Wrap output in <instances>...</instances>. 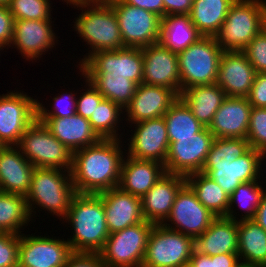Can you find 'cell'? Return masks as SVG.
Returning a JSON list of instances; mask_svg holds the SVG:
<instances>
[{
  "label": "cell",
  "instance_id": "6da1fadb",
  "mask_svg": "<svg viewBox=\"0 0 266 267\" xmlns=\"http://www.w3.org/2000/svg\"><path fill=\"white\" fill-rule=\"evenodd\" d=\"M126 142L125 139H101L73 152L71 178L76 193L98 194L118 187Z\"/></svg>",
  "mask_w": 266,
  "mask_h": 267
},
{
  "label": "cell",
  "instance_id": "7a4b0ae2",
  "mask_svg": "<svg viewBox=\"0 0 266 267\" xmlns=\"http://www.w3.org/2000/svg\"><path fill=\"white\" fill-rule=\"evenodd\" d=\"M61 224L72 227L67 241L74 253H99L110 234L99 194L76 193Z\"/></svg>",
  "mask_w": 266,
  "mask_h": 267
},
{
  "label": "cell",
  "instance_id": "3957f363",
  "mask_svg": "<svg viewBox=\"0 0 266 267\" xmlns=\"http://www.w3.org/2000/svg\"><path fill=\"white\" fill-rule=\"evenodd\" d=\"M72 8L81 10L72 21V29L83 39L82 42H86L85 46H88L83 58H78L76 68L93 53L124 47L117 16L107 1L86 2Z\"/></svg>",
  "mask_w": 266,
  "mask_h": 267
},
{
  "label": "cell",
  "instance_id": "277c9868",
  "mask_svg": "<svg viewBox=\"0 0 266 267\" xmlns=\"http://www.w3.org/2000/svg\"><path fill=\"white\" fill-rule=\"evenodd\" d=\"M75 194L71 171L35 167L25 196L32 222H35L33 218L37 217V212L42 210L62 221L67 216Z\"/></svg>",
  "mask_w": 266,
  "mask_h": 267
},
{
  "label": "cell",
  "instance_id": "5b68a950",
  "mask_svg": "<svg viewBox=\"0 0 266 267\" xmlns=\"http://www.w3.org/2000/svg\"><path fill=\"white\" fill-rule=\"evenodd\" d=\"M265 24L266 0H236L214 37L222 51L242 52Z\"/></svg>",
  "mask_w": 266,
  "mask_h": 267
},
{
  "label": "cell",
  "instance_id": "8992f818",
  "mask_svg": "<svg viewBox=\"0 0 266 267\" xmlns=\"http://www.w3.org/2000/svg\"><path fill=\"white\" fill-rule=\"evenodd\" d=\"M222 53L215 37L203 36L177 54L181 92L192 86L215 84Z\"/></svg>",
  "mask_w": 266,
  "mask_h": 267
},
{
  "label": "cell",
  "instance_id": "52a82bcc",
  "mask_svg": "<svg viewBox=\"0 0 266 267\" xmlns=\"http://www.w3.org/2000/svg\"><path fill=\"white\" fill-rule=\"evenodd\" d=\"M17 147L34 167L72 170L73 152L38 119L26 129Z\"/></svg>",
  "mask_w": 266,
  "mask_h": 267
},
{
  "label": "cell",
  "instance_id": "ba28073f",
  "mask_svg": "<svg viewBox=\"0 0 266 267\" xmlns=\"http://www.w3.org/2000/svg\"><path fill=\"white\" fill-rule=\"evenodd\" d=\"M148 221L109 234L99 252L105 267H141L150 232Z\"/></svg>",
  "mask_w": 266,
  "mask_h": 267
},
{
  "label": "cell",
  "instance_id": "9c48e42d",
  "mask_svg": "<svg viewBox=\"0 0 266 267\" xmlns=\"http://www.w3.org/2000/svg\"><path fill=\"white\" fill-rule=\"evenodd\" d=\"M194 239L163 224H154L141 267H178L189 264Z\"/></svg>",
  "mask_w": 266,
  "mask_h": 267
},
{
  "label": "cell",
  "instance_id": "30bf717a",
  "mask_svg": "<svg viewBox=\"0 0 266 267\" xmlns=\"http://www.w3.org/2000/svg\"><path fill=\"white\" fill-rule=\"evenodd\" d=\"M21 91L10 90L0 95L1 146H17L26 129L37 119L39 98Z\"/></svg>",
  "mask_w": 266,
  "mask_h": 267
},
{
  "label": "cell",
  "instance_id": "8fae6325",
  "mask_svg": "<svg viewBox=\"0 0 266 267\" xmlns=\"http://www.w3.org/2000/svg\"><path fill=\"white\" fill-rule=\"evenodd\" d=\"M107 2L117 16L124 47L143 48L158 43L161 25L158 15L121 0Z\"/></svg>",
  "mask_w": 266,
  "mask_h": 267
},
{
  "label": "cell",
  "instance_id": "7c38bea8",
  "mask_svg": "<svg viewBox=\"0 0 266 267\" xmlns=\"http://www.w3.org/2000/svg\"><path fill=\"white\" fill-rule=\"evenodd\" d=\"M78 69L83 75L127 76V79L140 85L143 81L142 50L123 47L111 51H98L78 65Z\"/></svg>",
  "mask_w": 266,
  "mask_h": 267
},
{
  "label": "cell",
  "instance_id": "4fadbf2b",
  "mask_svg": "<svg viewBox=\"0 0 266 267\" xmlns=\"http://www.w3.org/2000/svg\"><path fill=\"white\" fill-rule=\"evenodd\" d=\"M35 234H20L18 267H65L73 253L67 239Z\"/></svg>",
  "mask_w": 266,
  "mask_h": 267
},
{
  "label": "cell",
  "instance_id": "5bb4252c",
  "mask_svg": "<svg viewBox=\"0 0 266 267\" xmlns=\"http://www.w3.org/2000/svg\"><path fill=\"white\" fill-rule=\"evenodd\" d=\"M215 218L186 183L178 192L171 213L163 225L195 239L208 229Z\"/></svg>",
  "mask_w": 266,
  "mask_h": 267
},
{
  "label": "cell",
  "instance_id": "9a60e30c",
  "mask_svg": "<svg viewBox=\"0 0 266 267\" xmlns=\"http://www.w3.org/2000/svg\"><path fill=\"white\" fill-rule=\"evenodd\" d=\"M214 138L209 128L205 127L193 137L177 138V141L170 142L164 164L166 173L186 177L201 172Z\"/></svg>",
  "mask_w": 266,
  "mask_h": 267
},
{
  "label": "cell",
  "instance_id": "2e32d148",
  "mask_svg": "<svg viewBox=\"0 0 266 267\" xmlns=\"http://www.w3.org/2000/svg\"><path fill=\"white\" fill-rule=\"evenodd\" d=\"M133 126V127H132ZM131 135L128 141L126 154L140 160H152L165 164L169 149L167 126L164 117L147 119L129 126ZM130 137V138H129Z\"/></svg>",
  "mask_w": 266,
  "mask_h": 267
},
{
  "label": "cell",
  "instance_id": "e0dca14e",
  "mask_svg": "<svg viewBox=\"0 0 266 267\" xmlns=\"http://www.w3.org/2000/svg\"><path fill=\"white\" fill-rule=\"evenodd\" d=\"M52 19L53 16L48 20H15L13 40L9 48L17 49L29 63L40 61L43 54H47L60 42L52 29L55 25Z\"/></svg>",
  "mask_w": 266,
  "mask_h": 267
},
{
  "label": "cell",
  "instance_id": "ac0fdd59",
  "mask_svg": "<svg viewBox=\"0 0 266 267\" xmlns=\"http://www.w3.org/2000/svg\"><path fill=\"white\" fill-rule=\"evenodd\" d=\"M143 56V81L147 85L163 86L181 94L180 72L176 53L159 42L141 48Z\"/></svg>",
  "mask_w": 266,
  "mask_h": 267
},
{
  "label": "cell",
  "instance_id": "d6986e66",
  "mask_svg": "<svg viewBox=\"0 0 266 267\" xmlns=\"http://www.w3.org/2000/svg\"><path fill=\"white\" fill-rule=\"evenodd\" d=\"M179 98L172 90L163 86L140 84L124 109V122L127 125L163 117L171 105Z\"/></svg>",
  "mask_w": 266,
  "mask_h": 267
},
{
  "label": "cell",
  "instance_id": "ffe728a7",
  "mask_svg": "<svg viewBox=\"0 0 266 267\" xmlns=\"http://www.w3.org/2000/svg\"><path fill=\"white\" fill-rule=\"evenodd\" d=\"M256 73L243 52L223 51L216 84L227 96L247 98Z\"/></svg>",
  "mask_w": 266,
  "mask_h": 267
},
{
  "label": "cell",
  "instance_id": "44dd1931",
  "mask_svg": "<svg viewBox=\"0 0 266 267\" xmlns=\"http://www.w3.org/2000/svg\"><path fill=\"white\" fill-rule=\"evenodd\" d=\"M185 184V176L165 173L141 198L145 220L153 224H163L171 213L178 192Z\"/></svg>",
  "mask_w": 266,
  "mask_h": 267
},
{
  "label": "cell",
  "instance_id": "7402d4cb",
  "mask_svg": "<svg viewBox=\"0 0 266 267\" xmlns=\"http://www.w3.org/2000/svg\"><path fill=\"white\" fill-rule=\"evenodd\" d=\"M98 194L103 199L110 234L145 221L141 198L124 192L119 187Z\"/></svg>",
  "mask_w": 266,
  "mask_h": 267
},
{
  "label": "cell",
  "instance_id": "603a6c76",
  "mask_svg": "<svg viewBox=\"0 0 266 267\" xmlns=\"http://www.w3.org/2000/svg\"><path fill=\"white\" fill-rule=\"evenodd\" d=\"M201 172L218 183L230 195L242 183L257 180L258 151L250 148L245 154L228 164H204Z\"/></svg>",
  "mask_w": 266,
  "mask_h": 267
},
{
  "label": "cell",
  "instance_id": "cb8c5ba5",
  "mask_svg": "<svg viewBox=\"0 0 266 267\" xmlns=\"http://www.w3.org/2000/svg\"><path fill=\"white\" fill-rule=\"evenodd\" d=\"M252 106L248 98L227 96L209 126L215 138H247Z\"/></svg>",
  "mask_w": 266,
  "mask_h": 267
},
{
  "label": "cell",
  "instance_id": "d4e9b609",
  "mask_svg": "<svg viewBox=\"0 0 266 267\" xmlns=\"http://www.w3.org/2000/svg\"><path fill=\"white\" fill-rule=\"evenodd\" d=\"M35 167L17 146L0 147V191L26 196Z\"/></svg>",
  "mask_w": 266,
  "mask_h": 267
},
{
  "label": "cell",
  "instance_id": "484cf974",
  "mask_svg": "<svg viewBox=\"0 0 266 267\" xmlns=\"http://www.w3.org/2000/svg\"><path fill=\"white\" fill-rule=\"evenodd\" d=\"M166 173L164 164L152 160H140L125 155L118 187L142 198Z\"/></svg>",
  "mask_w": 266,
  "mask_h": 267
},
{
  "label": "cell",
  "instance_id": "4316f807",
  "mask_svg": "<svg viewBox=\"0 0 266 267\" xmlns=\"http://www.w3.org/2000/svg\"><path fill=\"white\" fill-rule=\"evenodd\" d=\"M37 119L43 122L51 134L72 152L101 140L92 128L89 119L77 113L68 117Z\"/></svg>",
  "mask_w": 266,
  "mask_h": 267
},
{
  "label": "cell",
  "instance_id": "83f0119b",
  "mask_svg": "<svg viewBox=\"0 0 266 267\" xmlns=\"http://www.w3.org/2000/svg\"><path fill=\"white\" fill-rule=\"evenodd\" d=\"M194 250L208 256L238 253V221L216 217L208 229L194 239Z\"/></svg>",
  "mask_w": 266,
  "mask_h": 267
},
{
  "label": "cell",
  "instance_id": "f1b7e54d",
  "mask_svg": "<svg viewBox=\"0 0 266 267\" xmlns=\"http://www.w3.org/2000/svg\"><path fill=\"white\" fill-rule=\"evenodd\" d=\"M179 97L190 108L194 117L204 126L211 125L214 115L226 99L227 95L215 83L197 85L185 89Z\"/></svg>",
  "mask_w": 266,
  "mask_h": 267
},
{
  "label": "cell",
  "instance_id": "f546056e",
  "mask_svg": "<svg viewBox=\"0 0 266 267\" xmlns=\"http://www.w3.org/2000/svg\"><path fill=\"white\" fill-rule=\"evenodd\" d=\"M203 35L192 23L189 15H165L161 18L159 43L179 54Z\"/></svg>",
  "mask_w": 266,
  "mask_h": 267
},
{
  "label": "cell",
  "instance_id": "4dcf8cb0",
  "mask_svg": "<svg viewBox=\"0 0 266 267\" xmlns=\"http://www.w3.org/2000/svg\"><path fill=\"white\" fill-rule=\"evenodd\" d=\"M242 263L266 267V231L253 219L238 221V253Z\"/></svg>",
  "mask_w": 266,
  "mask_h": 267
},
{
  "label": "cell",
  "instance_id": "1f68e13d",
  "mask_svg": "<svg viewBox=\"0 0 266 267\" xmlns=\"http://www.w3.org/2000/svg\"><path fill=\"white\" fill-rule=\"evenodd\" d=\"M236 0H193L190 11L192 23L203 36L214 37Z\"/></svg>",
  "mask_w": 266,
  "mask_h": 267
},
{
  "label": "cell",
  "instance_id": "d6a6232c",
  "mask_svg": "<svg viewBox=\"0 0 266 267\" xmlns=\"http://www.w3.org/2000/svg\"><path fill=\"white\" fill-rule=\"evenodd\" d=\"M186 183L210 212L216 217H226L230 195L218 183L202 172L186 176Z\"/></svg>",
  "mask_w": 266,
  "mask_h": 267
},
{
  "label": "cell",
  "instance_id": "836d02e7",
  "mask_svg": "<svg viewBox=\"0 0 266 267\" xmlns=\"http://www.w3.org/2000/svg\"><path fill=\"white\" fill-rule=\"evenodd\" d=\"M30 223L34 224L26 197L0 191V232L21 234Z\"/></svg>",
  "mask_w": 266,
  "mask_h": 267
},
{
  "label": "cell",
  "instance_id": "e575fe53",
  "mask_svg": "<svg viewBox=\"0 0 266 267\" xmlns=\"http://www.w3.org/2000/svg\"><path fill=\"white\" fill-rule=\"evenodd\" d=\"M262 185L258 180L239 185L229 196L226 218L235 221L253 219L266 190V184L264 187ZM239 209L241 215L236 212Z\"/></svg>",
  "mask_w": 266,
  "mask_h": 267
},
{
  "label": "cell",
  "instance_id": "d590c367",
  "mask_svg": "<svg viewBox=\"0 0 266 267\" xmlns=\"http://www.w3.org/2000/svg\"><path fill=\"white\" fill-rule=\"evenodd\" d=\"M123 114L124 110L119 105L111 100L103 99L94 110L89 122L101 139H122L124 138L123 136L127 135L124 129L126 126L122 125L124 120ZM120 128L124 130L125 134L121 132Z\"/></svg>",
  "mask_w": 266,
  "mask_h": 267
},
{
  "label": "cell",
  "instance_id": "8d00e7d4",
  "mask_svg": "<svg viewBox=\"0 0 266 267\" xmlns=\"http://www.w3.org/2000/svg\"><path fill=\"white\" fill-rule=\"evenodd\" d=\"M169 142L177 138L193 137L205 127L194 117L190 108L179 97L164 114Z\"/></svg>",
  "mask_w": 266,
  "mask_h": 267
},
{
  "label": "cell",
  "instance_id": "74e56055",
  "mask_svg": "<svg viewBox=\"0 0 266 267\" xmlns=\"http://www.w3.org/2000/svg\"><path fill=\"white\" fill-rule=\"evenodd\" d=\"M91 85L104 97L123 110L131 101L137 84L119 75H84Z\"/></svg>",
  "mask_w": 266,
  "mask_h": 267
},
{
  "label": "cell",
  "instance_id": "f35d334b",
  "mask_svg": "<svg viewBox=\"0 0 266 267\" xmlns=\"http://www.w3.org/2000/svg\"><path fill=\"white\" fill-rule=\"evenodd\" d=\"M250 148L245 138H214L204 164H228Z\"/></svg>",
  "mask_w": 266,
  "mask_h": 267
},
{
  "label": "cell",
  "instance_id": "ab89813d",
  "mask_svg": "<svg viewBox=\"0 0 266 267\" xmlns=\"http://www.w3.org/2000/svg\"><path fill=\"white\" fill-rule=\"evenodd\" d=\"M52 4L50 0H10L8 6L15 20H48Z\"/></svg>",
  "mask_w": 266,
  "mask_h": 267
},
{
  "label": "cell",
  "instance_id": "60d3db41",
  "mask_svg": "<svg viewBox=\"0 0 266 267\" xmlns=\"http://www.w3.org/2000/svg\"><path fill=\"white\" fill-rule=\"evenodd\" d=\"M63 90L52 98L51 108H47L46 104L37 100V118H58V117H68L76 113V95L78 94L76 90L72 92ZM69 91V92H67ZM76 91V93H75Z\"/></svg>",
  "mask_w": 266,
  "mask_h": 267
},
{
  "label": "cell",
  "instance_id": "b9f144b4",
  "mask_svg": "<svg viewBox=\"0 0 266 267\" xmlns=\"http://www.w3.org/2000/svg\"><path fill=\"white\" fill-rule=\"evenodd\" d=\"M246 139L255 150L266 149V108L252 107Z\"/></svg>",
  "mask_w": 266,
  "mask_h": 267
},
{
  "label": "cell",
  "instance_id": "7bdbcfd3",
  "mask_svg": "<svg viewBox=\"0 0 266 267\" xmlns=\"http://www.w3.org/2000/svg\"><path fill=\"white\" fill-rule=\"evenodd\" d=\"M80 77H83L84 89L79 90L80 92L76 95V113L83 118L90 119L94 110L102 102L104 97L91 85V83L86 79V77L80 72ZM83 91V92H81ZM85 91V92H84Z\"/></svg>",
  "mask_w": 266,
  "mask_h": 267
},
{
  "label": "cell",
  "instance_id": "ee69618b",
  "mask_svg": "<svg viewBox=\"0 0 266 267\" xmlns=\"http://www.w3.org/2000/svg\"><path fill=\"white\" fill-rule=\"evenodd\" d=\"M242 52L257 73H266V28H263Z\"/></svg>",
  "mask_w": 266,
  "mask_h": 267
},
{
  "label": "cell",
  "instance_id": "f6af8a7d",
  "mask_svg": "<svg viewBox=\"0 0 266 267\" xmlns=\"http://www.w3.org/2000/svg\"><path fill=\"white\" fill-rule=\"evenodd\" d=\"M237 253H225L208 256L193 250L189 264L191 267H236L240 264Z\"/></svg>",
  "mask_w": 266,
  "mask_h": 267
},
{
  "label": "cell",
  "instance_id": "bcb514c9",
  "mask_svg": "<svg viewBox=\"0 0 266 267\" xmlns=\"http://www.w3.org/2000/svg\"><path fill=\"white\" fill-rule=\"evenodd\" d=\"M20 234L0 232V267H18Z\"/></svg>",
  "mask_w": 266,
  "mask_h": 267
},
{
  "label": "cell",
  "instance_id": "7dc6e473",
  "mask_svg": "<svg viewBox=\"0 0 266 267\" xmlns=\"http://www.w3.org/2000/svg\"><path fill=\"white\" fill-rule=\"evenodd\" d=\"M14 21L9 6L0 4V46L6 50H9L13 40Z\"/></svg>",
  "mask_w": 266,
  "mask_h": 267
},
{
  "label": "cell",
  "instance_id": "c3c4849f",
  "mask_svg": "<svg viewBox=\"0 0 266 267\" xmlns=\"http://www.w3.org/2000/svg\"><path fill=\"white\" fill-rule=\"evenodd\" d=\"M247 98L252 107L266 108V73H256Z\"/></svg>",
  "mask_w": 266,
  "mask_h": 267
},
{
  "label": "cell",
  "instance_id": "681fc988",
  "mask_svg": "<svg viewBox=\"0 0 266 267\" xmlns=\"http://www.w3.org/2000/svg\"><path fill=\"white\" fill-rule=\"evenodd\" d=\"M65 267H105L99 253H72Z\"/></svg>",
  "mask_w": 266,
  "mask_h": 267
},
{
  "label": "cell",
  "instance_id": "f907efd6",
  "mask_svg": "<svg viewBox=\"0 0 266 267\" xmlns=\"http://www.w3.org/2000/svg\"><path fill=\"white\" fill-rule=\"evenodd\" d=\"M165 15H189L193 0H163Z\"/></svg>",
  "mask_w": 266,
  "mask_h": 267
},
{
  "label": "cell",
  "instance_id": "816d5d0a",
  "mask_svg": "<svg viewBox=\"0 0 266 267\" xmlns=\"http://www.w3.org/2000/svg\"><path fill=\"white\" fill-rule=\"evenodd\" d=\"M123 3L136 6L138 8L150 11L160 18L164 17L163 0H121Z\"/></svg>",
  "mask_w": 266,
  "mask_h": 267
},
{
  "label": "cell",
  "instance_id": "f5cc1de1",
  "mask_svg": "<svg viewBox=\"0 0 266 267\" xmlns=\"http://www.w3.org/2000/svg\"><path fill=\"white\" fill-rule=\"evenodd\" d=\"M253 220L256 221L259 226L266 231V190L263 193L261 202L256 210Z\"/></svg>",
  "mask_w": 266,
  "mask_h": 267
},
{
  "label": "cell",
  "instance_id": "db71d44e",
  "mask_svg": "<svg viewBox=\"0 0 266 267\" xmlns=\"http://www.w3.org/2000/svg\"><path fill=\"white\" fill-rule=\"evenodd\" d=\"M266 149L264 150H259L258 151V177H257V180L261 183H266V179H264L265 181L263 182V178H266V177H263L264 176V173H263V169H264V172L266 173ZM261 180V181H260Z\"/></svg>",
  "mask_w": 266,
  "mask_h": 267
},
{
  "label": "cell",
  "instance_id": "11a10c76",
  "mask_svg": "<svg viewBox=\"0 0 266 267\" xmlns=\"http://www.w3.org/2000/svg\"><path fill=\"white\" fill-rule=\"evenodd\" d=\"M61 1V0H60ZM63 1V4L64 2L67 3V6H72L73 7H76V6H80L81 4H85L86 2H88L87 0H62Z\"/></svg>",
  "mask_w": 266,
  "mask_h": 267
},
{
  "label": "cell",
  "instance_id": "9f6ffc18",
  "mask_svg": "<svg viewBox=\"0 0 266 267\" xmlns=\"http://www.w3.org/2000/svg\"><path fill=\"white\" fill-rule=\"evenodd\" d=\"M236 267H255V266H253V265H248V264H246V263H240V264H238Z\"/></svg>",
  "mask_w": 266,
  "mask_h": 267
},
{
  "label": "cell",
  "instance_id": "6f0895ef",
  "mask_svg": "<svg viewBox=\"0 0 266 267\" xmlns=\"http://www.w3.org/2000/svg\"><path fill=\"white\" fill-rule=\"evenodd\" d=\"M10 0H0L1 5H8Z\"/></svg>",
  "mask_w": 266,
  "mask_h": 267
},
{
  "label": "cell",
  "instance_id": "680465c9",
  "mask_svg": "<svg viewBox=\"0 0 266 267\" xmlns=\"http://www.w3.org/2000/svg\"><path fill=\"white\" fill-rule=\"evenodd\" d=\"M88 2H95V1H107V0H87Z\"/></svg>",
  "mask_w": 266,
  "mask_h": 267
},
{
  "label": "cell",
  "instance_id": "91938a15",
  "mask_svg": "<svg viewBox=\"0 0 266 267\" xmlns=\"http://www.w3.org/2000/svg\"><path fill=\"white\" fill-rule=\"evenodd\" d=\"M178 267H191V266H190V264H186V265L178 266Z\"/></svg>",
  "mask_w": 266,
  "mask_h": 267
},
{
  "label": "cell",
  "instance_id": "94428289",
  "mask_svg": "<svg viewBox=\"0 0 266 267\" xmlns=\"http://www.w3.org/2000/svg\"><path fill=\"white\" fill-rule=\"evenodd\" d=\"M1 50L3 51V50H4V48L0 46V51H1ZM0 55H1V52H0Z\"/></svg>",
  "mask_w": 266,
  "mask_h": 267
}]
</instances>
